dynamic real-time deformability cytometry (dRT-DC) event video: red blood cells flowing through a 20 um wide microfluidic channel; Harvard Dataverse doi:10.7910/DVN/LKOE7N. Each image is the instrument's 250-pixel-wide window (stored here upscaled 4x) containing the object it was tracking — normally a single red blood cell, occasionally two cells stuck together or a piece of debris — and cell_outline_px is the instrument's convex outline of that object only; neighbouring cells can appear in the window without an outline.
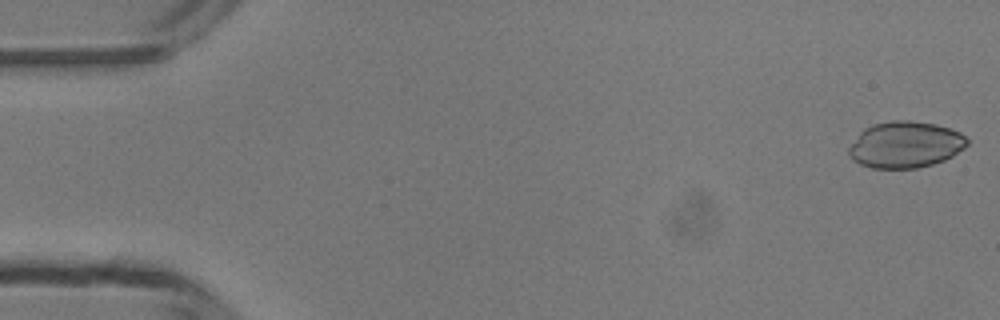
{"species": "common noctule bat (a hibernating species)", "species_latin": "Nyctalus noctula", "temperature_condition": "room temperature", "stored_images_in_passage": 49, "camera_frame_rate_fps": 3000, "um_per_image_px": 0.085, "animal": {"sex": "male", "body_mass_g": 13.3}, "frame": {"image": 1, "passage_image": 1, "time_ms": 0.0, "image_size_px": [1000, 320], "cell_outline_px": [[968, 144], [964, 148], [952, 156], [944, 160], [932, 164], [916, 168], [872, 168], [860, 164], [848, 152], [848, 148], [860, 132], [864, 128], [872, 124], [892, 120], [908, 120], [936, 124], [960, 132], [968, 140]], "centroid_in_image_um": [76.96, 12.28], "position_along_channel_um": 8.0, "area_um2": 31.85}}
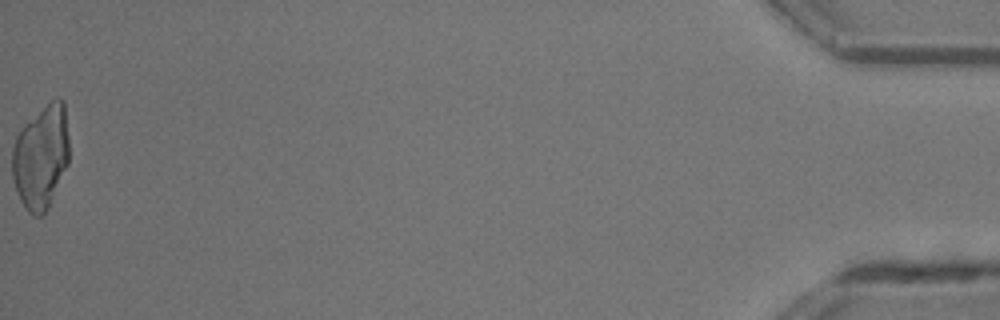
{"frame": {"image": 2, "passage_image": 49, "time_ms": 16.0, "image_size_px": [1000, 320], "cell_outline_px": [[68, 164], [48, 208], [40, 216], [32, 216], [28, 212], [20, 200], [12, 176], [12, 148], [16, 136], [24, 124], [56, 96], [60, 96], [64, 100], [68, 136]], "centroid_in_image_um": [3.48, 13.32], "position_along_channel_um": 431.7, "area_um2": 34.51}}